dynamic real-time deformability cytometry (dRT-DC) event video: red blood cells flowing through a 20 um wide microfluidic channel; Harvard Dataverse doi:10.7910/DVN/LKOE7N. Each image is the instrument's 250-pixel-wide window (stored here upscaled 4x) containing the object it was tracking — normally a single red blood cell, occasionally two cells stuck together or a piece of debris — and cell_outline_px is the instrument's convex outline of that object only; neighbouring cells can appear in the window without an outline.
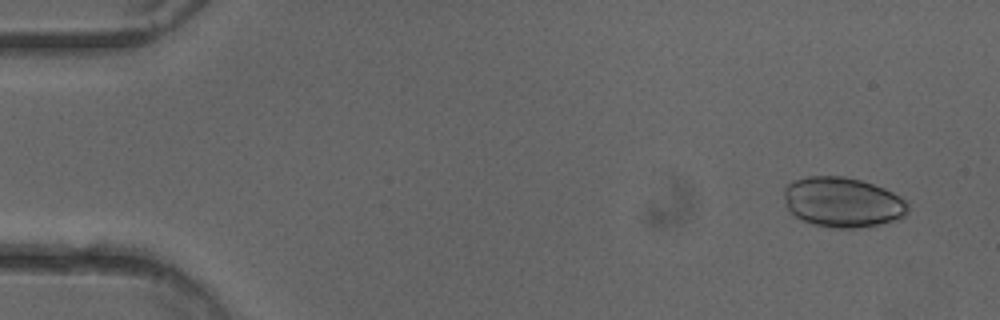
{"species": "common noctule bat (a hibernating species)", "species_latin": "Nyctalus noctula", "temperature_condition": "cold", "stored_images_in_passage": 49, "camera_frame_rate_fps": 3000, "um_per_image_px": 0.085, "animal": {"sex": "female"}, "frame": {"image": 1, "passage_image": 2, "time_ms": 0.333, "image_size_px": [1000, 320], "cell_outline_px": [[908, 212], [900, 220], [856, 228], [832, 228], [812, 224], [800, 220], [788, 208], [784, 196], [784, 188], [788, 184], [796, 180], [808, 176], [844, 176], [860, 180], [884, 188], [900, 196], [908, 204]], "centroid_in_image_um": [71.64, 17.2], "position_along_channel_um": 13.4, "area_um2": 36.18}}
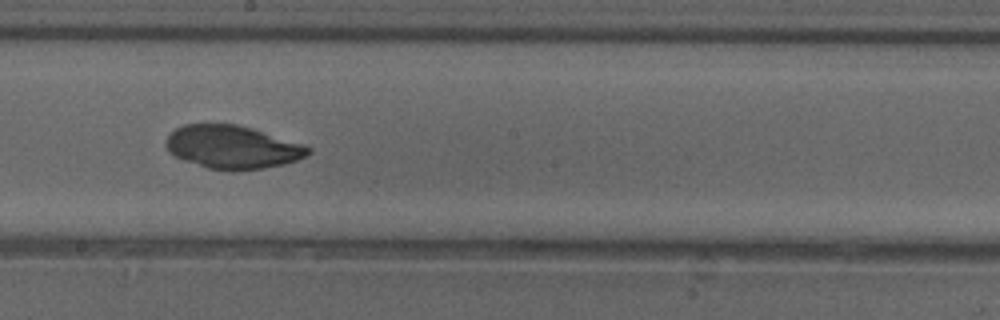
{"frame": {"image": 2, "passage_image": 27, "time_ms": 8.667, "image_size_px": [1000, 320], "cell_outline_px": [[312, 152], [308, 156], [284, 164], [264, 168], [232, 172], [208, 168], [184, 160], [168, 152], [164, 144], [168, 136], [176, 128], [184, 124], [236, 124], [252, 128], [308, 144], [312, 148]], "centroid_in_image_um": [19.82, 12.51], "position_along_channel_um": 228.4, "area_um2": 36.36}}
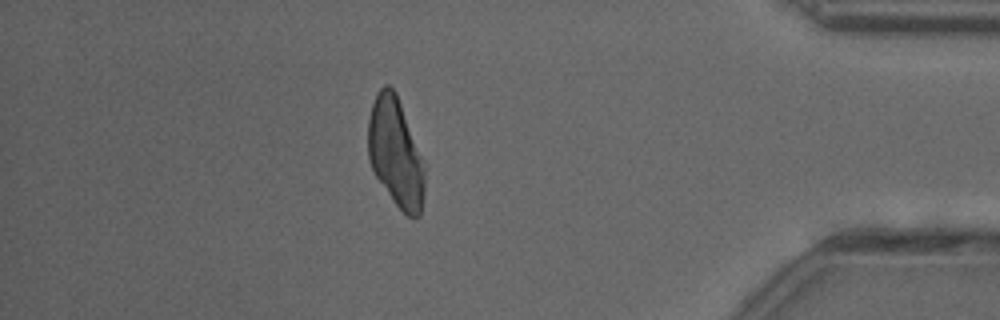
{"frame": {"image": 3, "passage_image": 43, "time_ms": 14.0, "image_size_px": [1000, 320], "cell_outline_px": [[424, 192], [420, 216], [408, 216], [396, 204], [376, 176], [372, 168], [368, 156], [368, 120], [372, 104], [376, 92], [384, 84], [388, 84], [396, 92], [424, 160]], "centroid_in_image_um": [33.63, 12.93], "position_along_channel_um": 401.6, "area_um2": 35.78}}